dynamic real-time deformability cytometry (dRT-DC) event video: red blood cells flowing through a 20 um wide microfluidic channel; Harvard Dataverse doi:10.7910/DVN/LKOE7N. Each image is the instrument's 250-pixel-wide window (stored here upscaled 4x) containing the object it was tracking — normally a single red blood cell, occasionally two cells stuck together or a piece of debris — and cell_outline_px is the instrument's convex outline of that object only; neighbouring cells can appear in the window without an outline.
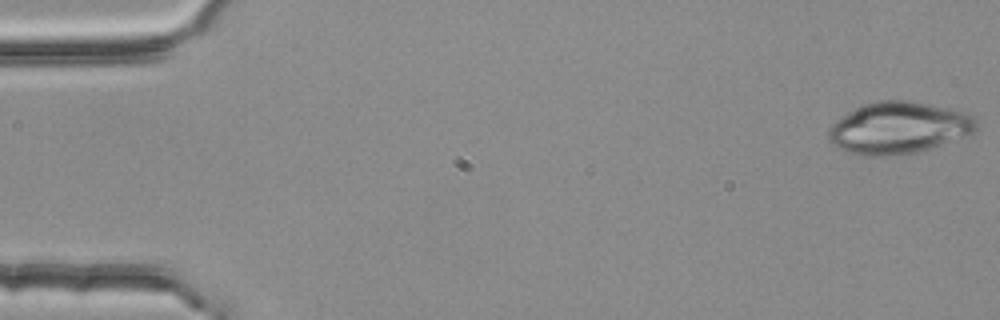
{"species": "common noctule bat (a hibernating species)", "species_latin": "Nyctalus noctula", "temperature_condition": "room temperature", "stored_images_in_passage": 4, "camera_frame_rate_fps": 3000, "um_per_image_px": 0.085, "animal": {"sex": "female", "body_mass_g": 25.1}, "frame": {"image": 1, "passage_image": 1, "time_ms": 0.0, "image_size_px": [1000, 320], "cell_outline_px": [[976, 128], [972, 132], [928, 148], [916, 152], [884, 156], [860, 156], [848, 152], [832, 144], [828, 140], [828, 128], [836, 120], [848, 112], [864, 104], [880, 100], [912, 100], [948, 108], [964, 112], [972, 116], [976, 124]], "centroid_in_image_um": [76.3, 10.86], "position_along_channel_um": 8.7, "area_um2": 44.04}}